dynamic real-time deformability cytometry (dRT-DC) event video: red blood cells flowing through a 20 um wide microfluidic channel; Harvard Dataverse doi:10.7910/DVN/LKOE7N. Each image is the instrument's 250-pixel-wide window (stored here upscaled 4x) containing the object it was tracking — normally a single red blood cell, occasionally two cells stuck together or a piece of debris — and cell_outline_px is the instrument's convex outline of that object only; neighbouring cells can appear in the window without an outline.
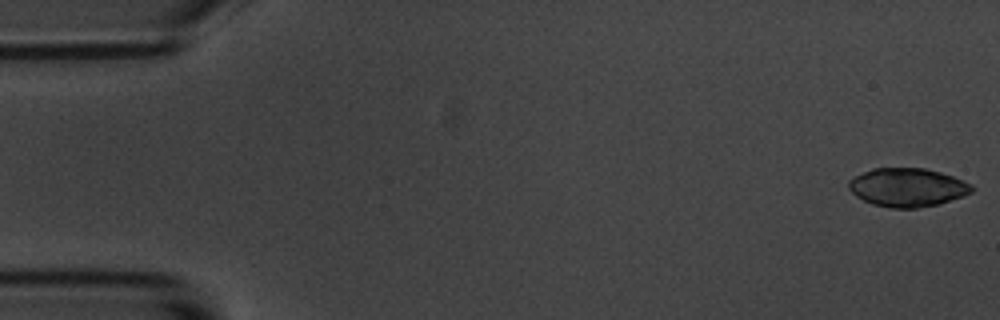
{"species": "common noctule bat (a hibernating species)", "species_latin": "Nyctalus noctula", "temperature_condition": "room temperature", "stored_images_in_passage": 56, "camera_frame_rate_fps": 3000, "um_per_image_px": 0.085, "animal": {"sex": "male", "body_mass_g": 20.1, "forearm_length_mm": 53.5}, "frame": {"image": 1, "passage_image": 1, "time_ms": 0.0, "image_size_px": [1000, 320], "cell_outline_px": [[972, 192], [964, 196], [936, 204], [916, 208], [892, 208], [872, 204], [856, 196], [848, 188], [848, 180], [872, 168], [924, 168], [940, 172], [952, 176], [972, 184]], "centroid_in_image_um": [77.12, 15.92], "position_along_channel_um": 7.9, "area_um2": 27.46}}
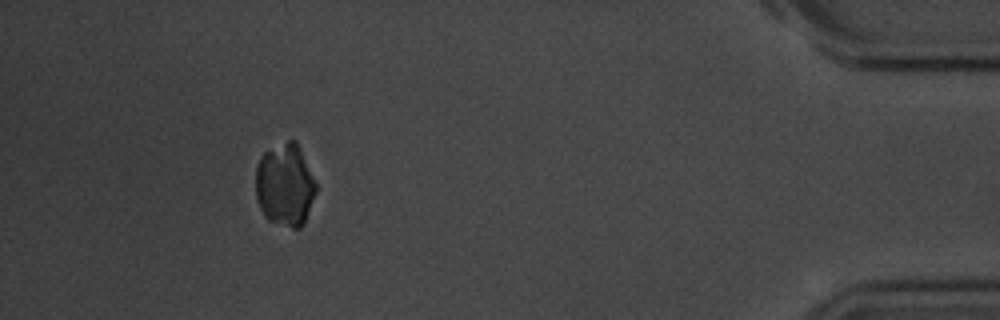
{"frame": {"image": 2, "passage_image": 51, "time_ms": 16.667, "image_size_px": [1000, 320], "cell_outline_px": [[316, 192], [304, 224], [300, 228], [292, 228], [268, 220], [264, 216], [256, 200], [256, 168], [260, 156], [264, 152], [288, 140], [296, 140], [300, 148], [316, 184]], "centroid_in_image_um": [24.21, 15.74], "position_along_channel_um": 411.0, "area_um2": 29.02}}